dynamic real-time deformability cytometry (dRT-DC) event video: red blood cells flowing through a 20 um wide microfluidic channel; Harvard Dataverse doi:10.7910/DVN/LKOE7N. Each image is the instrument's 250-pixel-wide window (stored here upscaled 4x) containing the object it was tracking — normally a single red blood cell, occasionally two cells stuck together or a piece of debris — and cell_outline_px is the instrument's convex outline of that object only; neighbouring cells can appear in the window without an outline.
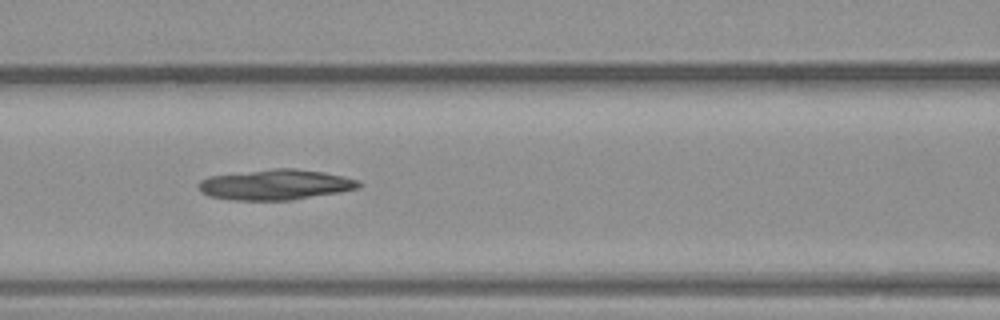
{"species": "common noctule bat (a hibernating species)", "species_latin": "Nyctalus noctula", "temperature_condition": "warm", "stored_images_in_passage": 35, "camera_frame_rate_fps": 3000, "um_per_image_px": 0.085, "animal": {"sex": "male", "body_mass_g": 23.1, "forearm_length_mm": 52.7}, "frame": {"image": 1, "passage_image": 12, "time_ms": 3.667, "image_size_px": [1000, 320], "cell_outline_px": [[364, 184], [360, 188], [292, 200], [232, 200], [208, 196], [200, 192], [200, 180], [208, 176], [272, 168], [296, 168], [324, 172], [344, 176], [360, 180]], "centroid_in_image_um": [23.45, 15.69], "position_along_channel_um": 143.2, "area_um2": 28.61}}
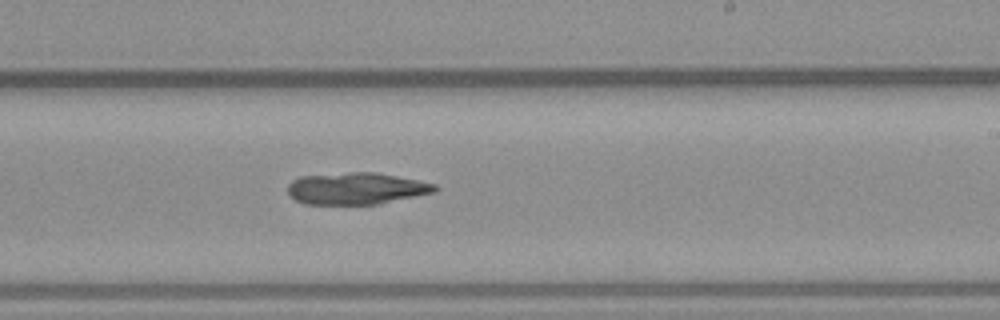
{"frame": {"image": 2, "passage_image": 19, "time_ms": 6.0, "image_size_px": [1000, 320], "cell_outline_px": [[440, 188], [436, 192], [380, 204], [304, 204], [288, 196], [288, 184], [292, 180], [300, 176], [348, 172], [376, 172], [436, 184]], "centroid_in_image_um": [30.28, 16.02], "position_along_channel_um": 258.7, "area_um2": 27.51}}
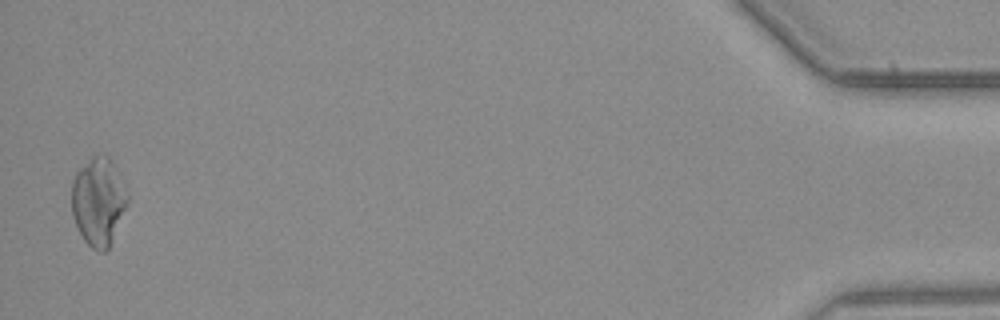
{"frame": {"image": 3, "passage_image": 35, "time_ms": 11.333, "image_size_px": [1000, 320], "cell_outline_px": [[128, 204], [108, 248], [104, 252], [96, 252], [84, 240], [72, 216], [72, 180], [76, 172], [96, 152], [108, 156], [112, 160], [128, 192]], "centroid_in_image_um": [8.37, 17.1], "position_along_channel_um": 426.8, "area_um2": 28.78}}